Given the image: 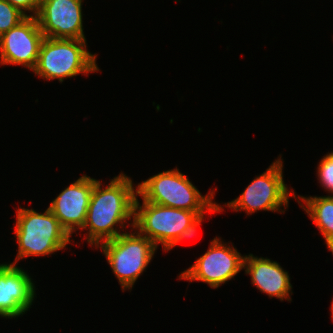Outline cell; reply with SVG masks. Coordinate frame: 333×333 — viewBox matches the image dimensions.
<instances>
[{
    "label": "cell",
    "instance_id": "16",
    "mask_svg": "<svg viewBox=\"0 0 333 333\" xmlns=\"http://www.w3.org/2000/svg\"><path fill=\"white\" fill-rule=\"evenodd\" d=\"M317 169L321 186L333 194V152L323 157Z\"/></svg>",
    "mask_w": 333,
    "mask_h": 333
},
{
    "label": "cell",
    "instance_id": "20",
    "mask_svg": "<svg viewBox=\"0 0 333 333\" xmlns=\"http://www.w3.org/2000/svg\"><path fill=\"white\" fill-rule=\"evenodd\" d=\"M331 311H332V320H333V301H332V305H331Z\"/></svg>",
    "mask_w": 333,
    "mask_h": 333
},
{
    "label": "cell",
    "instance_id": "1",
    "mask_svg": "<svg viewBox=\"0 0 333 333\" xmlns=\"http://www.w3.org/2000/svg\"><path fill=\"white\" fill-rule=\"evenodd\" d=\"M101 185V181L95 179L86 221L81 229L88 230L86 240L97 248L100 243L115 239L122 233L116 229L119 223V227L124 228L128 219H134L137 195L132 180L124 173L111 179L107 187L101 188Z\"/></svg>",
    "mask_w": 333,
    "mask_h": 333
},
{
    "label": "cell",
    "instance_id": "6",
    "mask_svg": "<svg viewBox=\"0 0 333 333\" xmlns=\"http://www.w3.org/2000/svg\"><path fill=\"white\" fill-rule=\"evenodd\" d=\"M137 198L136 195L134 219L133 223H130L132 229L139 230L138 232L151 240L156 247L162 244L164 250H167L199 215L205 214L154 204L144 199L141 206Z\"/></svg>",
    "mask_w": 333,
    "mask_h": 333
},
{
    "label": "cell",
    "instance_id": "12",
    "mask_svg": "<svg viewBox=\"0 0 333 333\" xmlns=\"http://www.w3.org/2000/svg\"><path fill=\"white\" fill-rule=\"evenodd\" d=\"M29 274L17 264H0V316L23 315L34 301L35 286Z\"/></svg>",
    "mask_w": 333,
    "mask_h": 333
},
{
    "label": "cell",
    "instance_id": "3",
    "mask_svg": "<svg viewBox=\"0 0 333 333\" xmlns=\"http://www.w3.org/2000/svg\"><path fill=\"white\" fill-rule=\"evenodd\" d=\"M86 39L44 37L38 60L32 70L46 80L65 78L99 71L96 55L87 51Z\"/></svg>",
    "mask_w": 333,
    "mask_h": 333
},
{
    "label": "cell",
    "instance_id": "7",
    "mask_svg": "<svg viewBox=\"0 0 333 333\" xmlns=\"http://www.w3.org/2000/svg\"><path fill=\"white\" fill-rule=\"evenodd\" d=\"M282 163L281 157L275 160L263 174L252 180L239 197L225 205L236 212L245 210L248 215L259 210L284 213L281 207H288V198H298L283 180Z\"/></svg>",
    "mask_w": 333,
    "mask_h": 333
},
{
    "label": "cell",
    "instance_id": "10",
    "mask_svg": "<svg viewBox=\"0 0 333 333\" xmlns=\"http://www.w3.org/2000/svg\"><path fill=\"white\" fill-rule=\"evenodd\" d=\"M83 0H41L36 16L44 37L86 39L83 29Z\"/></svg>",
    "mask_w": 333,
    "mask_h": 333
},
{
    "label": "cell",
    "instance_id": "17",
    "mask_svg": "<svg viewBox=\"0 0 333 333\" xmlns=\"http://www.w3.org/2000/svg\"><path fill=\"white\" fill-rule=\"evenodd\" d=\"M7 1L11 3L14 7L18 8L26 16H33V17L37 16L41 2V0H7ZM25 11H30L33 14L28 15L26 14Z\"/></svg>",
    "mask_w": 333,
    "mask_h": 333
},
{
    "label": "cell",
    "instance_id": "9",
    "mask_svg": "<svg viewBox=\"0 0 333 333\" xmlns=\"http://www.w3.org/2000/svg\"><path fill=\"white\" fill-rule=\"evenodd\" d=\"M43 39L37 18L27 16L0 36V64L22 65L33 70Z\"/></svg>",
    "mask_w": 333,
    "mask_h": 333
},
{
    "label": "cell",
    "instance_id": "13",
    "mask_svg": "<svg viewBox=\"0 0 333 333\" xmlns=\"http://www.w3.org/2000/svg\"><path fill=\"white\" fill-rule=\"evenodd\" d=\"M243 268L246 274L251 275L252 285L258 290L268 294L270 298L275 296L281 301H291L290 277L279 263L249 254L244 257Z\"/></svg>",
    "mask_w": 333,
    "mask_h": 333
},
{
    "label": "cell",
    "instance_id": "19",
    "mask_svg": "<svg viewBox=\"0 0 333 333\" xmlns=\"http://www.w3.org/2000/svg\"><path fill=\"white\" fill-rule=\"evenodd\" d=\"M325 242H326V246H328L329 250L333 254V238L332 239H327V240H325Z\"/></svg>",
    "mask_w": 333,
    "mask_h": 333
},
{
    "label": "cell",
    "instance_id": "15",
    "mask_svg": "<svg viewBox=\"0 0 333 333\" xmlns=\"http://www.w3.org/2000/svg\"><path fill=\"white\" fill-rule=\"evenodd\" d=\"M27 16L7 0H0V36L17 26Z\"/></svg>",
    "mask_w": 333,
    "mask_h": 333
},
{
    "label": "cell",
    "instance_id": "8",
    "mask_svg": "<svg viewBox=\"0 0 333 333\" xmlns=\"http://www.w3.org/2000/svg\"><path fill=\"white\" fill-rule=\"evenodd\" d=\"M220 238L211 240L208 251L200 256L196 262L179 275V279L189 282L202 281L211 288H218L221 284L234 278L243 269L244 257L236 248L222 243Z\"/></svg>",
    "mask_w": 333,
    "mask_h": 333
},
{
    "label": "cell",
    "instance_id": "5",
    "mask_svg": "<svg viewBox=\"0 0 333 333\" xmlns=\"http://www.w3.org/2000/svg\"><path fill=\"white\" fill-rule=\"evenodd\" d=\"M121 233L115 239L102 242L100 248L117 277L122 290L130 289L144 272L157 247L138 230ZM136 233V235H135Z\"/></svg>",
    "mask_w": 333,
    "mask_h": 333
},
{
    "label": "cell",
    "instance_id": "18",
    "mask_svg": "<svg viewBox=\"0 0 333 333\" xmlns=\"http://www.w3.org/2000/svg\"><path fill=\"white\" fill-rule=\"evenodd\" d=\"M204 219V214L199 215L186 229L182 231V233L179 235L178 239L166 250L169 251L173 247H175L181 240L186 238H191L194 235H196V228L200 225L202 220Z\"/></svg>",
    "mask_w": 333,
    "mask_h": 333
},
{
    "label": "cell",
    "instance_id": "4",
    "mask_svg": "<svg viewBox=\"0 0 333 333\" xmlns=\"http://www.w3.org/2000/svg\"><path fill=\"white\" fill-rule=\"evenodd\" d=\"M15 235L18 243L17 261L30 256H45L62 250L71 242L70 235L60 225L49 208L44 213L34 209H17Z\"/></svg>",
    "mask_w": 333,
    "mask_h": 333
},
{
    "label": "cell",
    "instance_id": "2",
    "mask_svg": "<svg viewBox=\"0 0 333 333\" xmlns=\"http://www.w3.org/2000/svg\"><path fill=\"white\" fill-rule=\"evenodd\" d=\"M214 191L202 196L179 169L160 172L137 185V195L147 202L195 213L223 211V206L212 202Z\"/></svg>",
    "mask_w": 333,
    "mask_h": 333
},
{
    "label": "cell",
    "instance_id": "14",
    "mask_svg": "<svg viewBox=\"0 0 333 333\" xmlns=\"http://www.w3.org/2000/svg\"><path fill=\"white\" fill-rule=\"evenodd\" d=\"M298 203L316 224L325 240L333 238V195L320 197L299 196ZM306 205L304 207L303 203Z\"/></svg>",
    "mask_w": 333,
    "mask_h": 333
},
{
    "label": "cell",
    "instance_id": "11",
    "mask_svg": "<svg viewBox=\"0 0 333 333\" xmlns=\"http://www.w3.org/2000/svg\"><path fill=\"white\" fill-rule=\"evenodd\" d=\"M94 184L95 179L83 175L62 190L48 207L70 236L85 224Z\"/></svg>",
    "mask_w": 333,
    "mask_h": 333
}]
</instances>
